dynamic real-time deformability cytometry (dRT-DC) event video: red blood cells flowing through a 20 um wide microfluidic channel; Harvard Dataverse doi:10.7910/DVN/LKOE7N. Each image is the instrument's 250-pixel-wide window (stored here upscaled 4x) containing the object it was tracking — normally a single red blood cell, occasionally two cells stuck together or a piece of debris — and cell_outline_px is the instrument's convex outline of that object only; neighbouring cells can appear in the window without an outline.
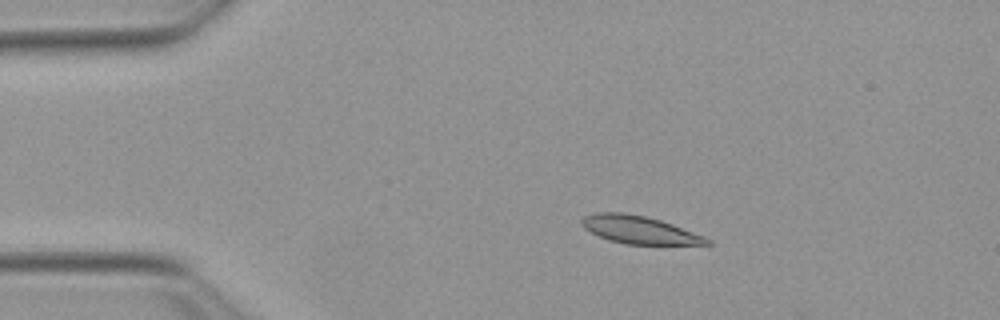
{"species": "Egyptian fruit bat (a non-hibernating species)", "species_latin": "Rousettus aegyptiacus", "temperature_condition": "warm", "stored_images_in_passage": 44, "camera_frame_rate_fps": 3000, "um_per_image_px": 0.085, "animal": {"sex": "female"}, "frame": {"image": 1, "passage_image": 1, "time_ms": 0.0, "image_size_px": [1000, 320], "cell_outline_px": [[712, 244], [624, 244], [608, 240], [584, 228], [580, 224], [580, 220], [584, 216], [596, 212], [620, 212], [644, 216], [660, 220], [672, 224], [704, 236], [712, 240]], "centroid_in_image_um": [54.31, 19.53], "position_along_channel_um": 30.7, "area_um2": 20.11}}
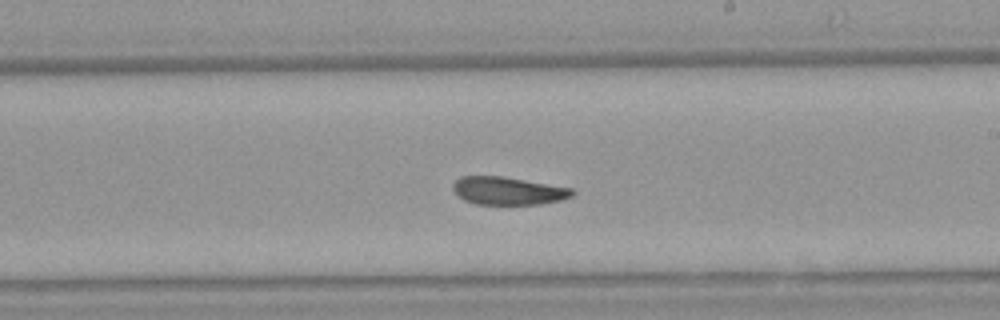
{"frame": {"image": 2, "passage_image": 22, "time_ms": 7.0, "image_size_px": [1000, 320], "cell_outline_px": [[576, 192], [572, 196], [560, 200], [540, 204], [476, 204], [464, 200], [452, 188], [452, 184], [460, 176], [500, 176], [572, 188]], "centroid_in_image_um": [43.18, 16.22], "position_along_channel_um": 245.8, "area_um2": 19.19}}
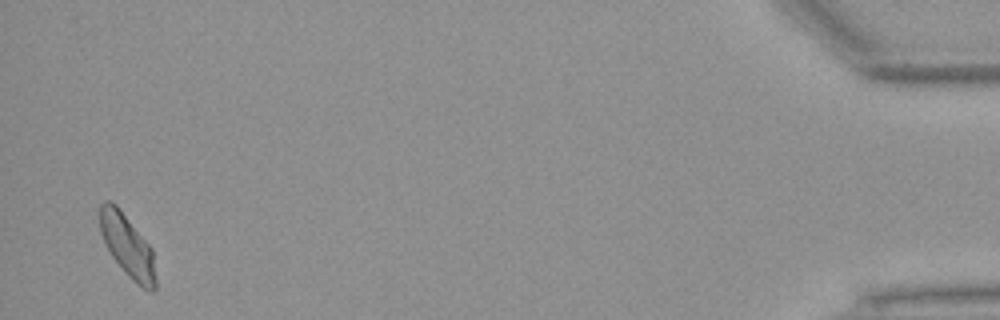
{"frame": {"image": 3, "passage_image": 43, "time_ms": 14.0, "image_size_px": [1000, 320], "cell_outline_px": [[156, 288], [152, 292], [148, 292], [136, 284], [124, 272], [112, 256], [100, 232], [100, 204], [104, 200], [112, 200], [120, 208], [152, 248], [156, 280]], "centroid_in_image_um": [10.84, 20.9], "position_along_channel_um": 424.4, "area_um2": 20.4}, "authors_computed_cell_mechanics": {"area_um2": 20.2878, "velocity_mm_per_s": 3.8172, "shape_relaxation_time_tau1_ms": 4.7273, "shape_relaxation_time_tau2_ms": 2.757, "deformation_change_tau1": 0.1376, "deformation_change_tau2": 0.094}}